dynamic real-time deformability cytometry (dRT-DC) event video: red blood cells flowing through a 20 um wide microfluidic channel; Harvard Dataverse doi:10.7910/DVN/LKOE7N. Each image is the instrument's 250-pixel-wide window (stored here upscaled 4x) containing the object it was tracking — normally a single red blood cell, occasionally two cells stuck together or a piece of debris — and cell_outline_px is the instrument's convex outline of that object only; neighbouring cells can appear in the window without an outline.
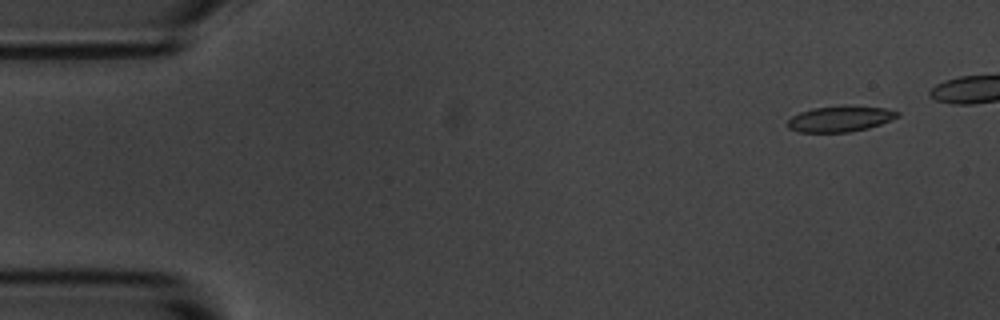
{"species": "common noctule bat (a hibernating species)", "species_latin": "Nyctalus noctula", "temperature_condition": "room temperature", "stored_images_in_passage": 6, "camera_frame_rate_fps": 3000, "um_per_image_px": 0.085, "animal": {"sex": "male", "body_mass_g": 20.1, "forearm_length_mm": 53.5}, "frame": {"image": 1, "passage_image": 2, "time_ms": 1.0, "image_size_px": [1000, 320], "cell_outline_px": [[900, 116], [880, 124], [868, 128], [848, 132], [800, 132], [788, 128], [788, 120], [792, 116], [800, 112], [812, 108], [844, 104], [848, 104], [884, 108], [900, 112]], "centroid_in_image_um": [71.42, 10.07], "position_along_channel_um": 13.6, "area_um2": 16.76}}